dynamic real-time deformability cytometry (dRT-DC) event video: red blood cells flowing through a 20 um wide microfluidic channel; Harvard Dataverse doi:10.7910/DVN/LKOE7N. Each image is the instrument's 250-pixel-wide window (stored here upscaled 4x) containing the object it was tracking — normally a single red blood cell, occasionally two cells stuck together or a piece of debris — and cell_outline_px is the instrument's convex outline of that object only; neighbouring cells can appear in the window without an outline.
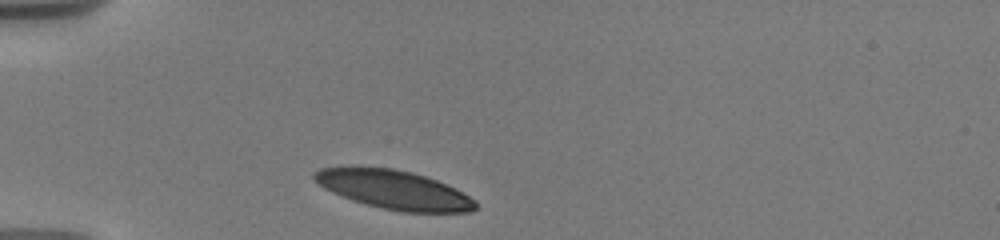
{"species": "human", "species_latin": "Homo sapiens", "temperature_condition": "warm", "stored_images_in_passage": 24, "camera_frame_rate_fps": 3000, "um_per_image_px": 0.085, "donor": {"sex": "male"}, "frame": {"image": 1, "passage_image": 1, "time_ms": 0.0, "image_size_px": [1000, 240], "cell_outline_px": [[476, 208], [472, 212], [404, 212], [380, 208], [364, 204], [352, 200], [332, 192], [324, 188], [312, 176], [312, 172], [320, 168], [392, 168], [412, 172], [436, 180], [476, 200]], "centroid_in_image_um": [33.48, 16.15], "position_along_channel_um": 51.5, "area_um2": 35.84}}
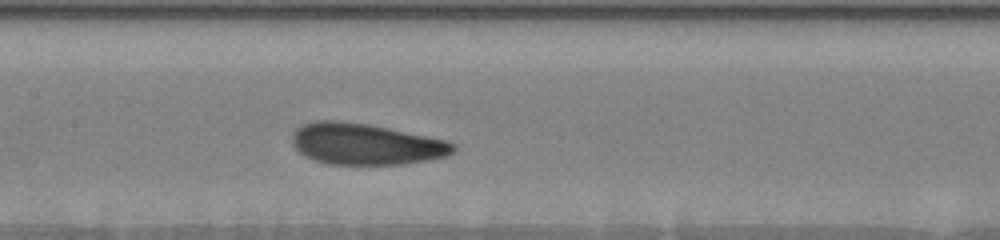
{"frame": {"image": 2, "passage_image": 9, "time_ms": 4.0, "image_size_px": [1000, 240], "cell_outline_px": [[456, 148], [448, 156], [428, 160], [404, 164], [328, 164], [316, 160], [300, 152], [292, 144], [292, 132], [296, 128], [304, 124], [316, 120], [340, 120], [368, 124], [388, 128], [444, 140], [456, 144]], "centroid_in_image_um": [31.07, 12.24], "position_along_channel_um": 176.3, "area_um2": 38.55}}
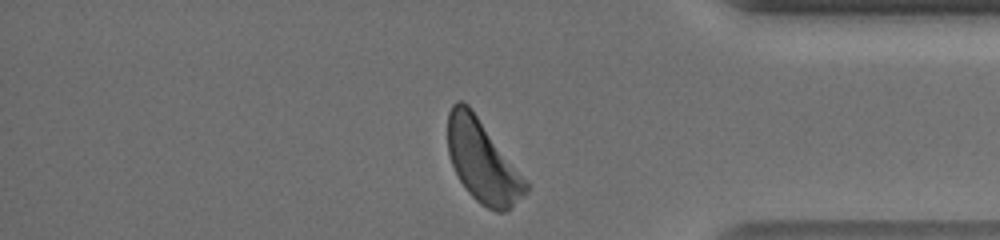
{"frame": {"image": 3, "passage_image": 24, "time_ms": 10.333, "image_size_px": [1000, 240], "cell_outline_px": [[528, 192], [512, 208], [504, 212], [496, 212], [480, 204], [468, 192], [460, 180], [452, 164], [448, 152], [448, 112], [452, 104], [456, 100], [460, 100], [468, 104], [472, 108], [528, 180]], "centroid_in_image_um": [41.05, 13.71], "position_along_channel_um": 394.2, "area_um2": 37.8}, "authors_computed_cell_mechanics": {"area_um2": 38.148, "velocity_mm_per_s": 3.6653, "shape_relaxation_time_tau1_ms": 2.6012, "shape_relaxation_time_tau2_ms": 3.9707, "deformation_change_tau1": 0.1081, "deformation_change_tau2": 0.1183}}